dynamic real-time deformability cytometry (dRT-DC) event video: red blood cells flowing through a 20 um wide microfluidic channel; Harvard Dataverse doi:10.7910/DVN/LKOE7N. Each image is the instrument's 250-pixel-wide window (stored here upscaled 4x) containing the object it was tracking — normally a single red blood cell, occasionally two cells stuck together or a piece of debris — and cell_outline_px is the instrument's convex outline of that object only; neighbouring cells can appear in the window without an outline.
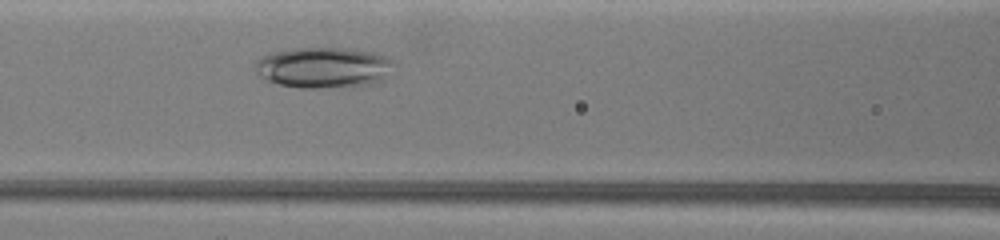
{"species": "common noctule bat (a hibernating species)", "species_latin": "Nyctalus noctula", "temperature_condition": "warm", "stored_images_in_passage": 23, "camera_frame_rate_fps": 3000, "um_per_image_px": 0.085, "animal": {"sex": "female", "body_mass_g": 19.5, "forearm_length_mm": 54.1}, "frame": {"image": 1, "passage_image": 8, "time_ms": 3.0, "image_size_px": [1000, 240], "cell_outline_px": [[396, 64], [380, 80], [372, 84], [356, 88], [300, 88], [280, 84], [268, 80], [256, 68], [260, 60], [264, 56], [276, 52], [296, 48], [352, 48], [372, 52], [384, 56], [392, 60]], "centroid_in_image_um": [27.61, 5.76], "position_along_channel_um": 139.0, "area_um2": 32.66}}
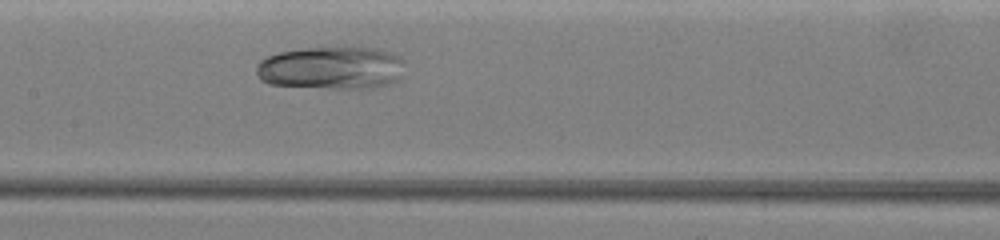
{"frame": {"image": 2, "passage_image": 10, "time_ms": 4.0, "image_size_px": [1000, 240], "cell_outline_px": [[400, 60], [396, 80], [388, 84], [372, 88], [332, 88], [268, 84], [260, 80], [256, 72], [256, 64], [260, 60], [268, 56], [280, 52], [304, 48], [380, 48], [396, 56]], "centroid_in_image_um": [28.04, 5.78], "position_along_channel_um": 179.4, "area_um2": 36.3}}